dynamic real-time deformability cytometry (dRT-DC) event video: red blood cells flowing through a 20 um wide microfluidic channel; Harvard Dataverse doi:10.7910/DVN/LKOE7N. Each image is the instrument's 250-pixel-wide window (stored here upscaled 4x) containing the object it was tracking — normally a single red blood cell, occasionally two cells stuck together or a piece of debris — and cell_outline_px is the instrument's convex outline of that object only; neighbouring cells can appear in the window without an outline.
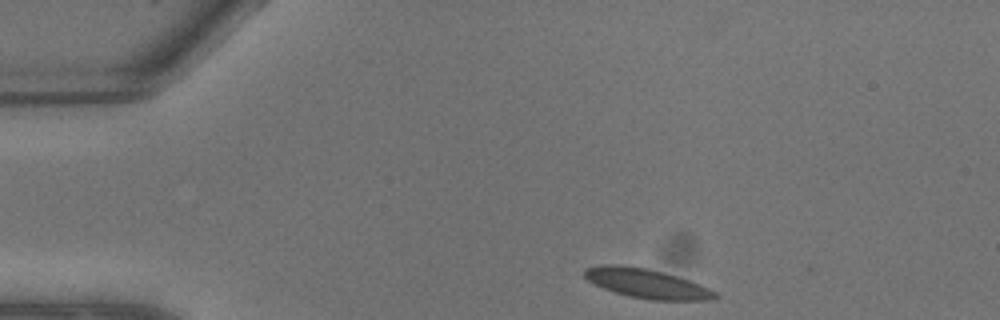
{"species": "common noctule bat (a hibernating species)", "species_latin": "Nyctalus noctula", "temperature_condition": "warm", "stored_images_in_passage": 5, "camera_frame_rate_fps": 3000, "um_per_image_px": 0.085, "animal": {"sex": "male", "body_mass_g": 13.3}, "frame": {"image": 1, "passage_image": 1, "time_ms": 0.0, "image_size_px": [1000, 320], "cell_outline_px": [[720, 296], [712, 300], [652, 300], [628, 296], [592, 284], [584, 276], [584, 268], [600, 264], [616, 264], [648, 268], [664, 272], [700, 284], [716, 292]], "centroid_in_image_um": [54.95, 24.08], "position_along_channel_um": 30.0, "area_um2": 22.48}}
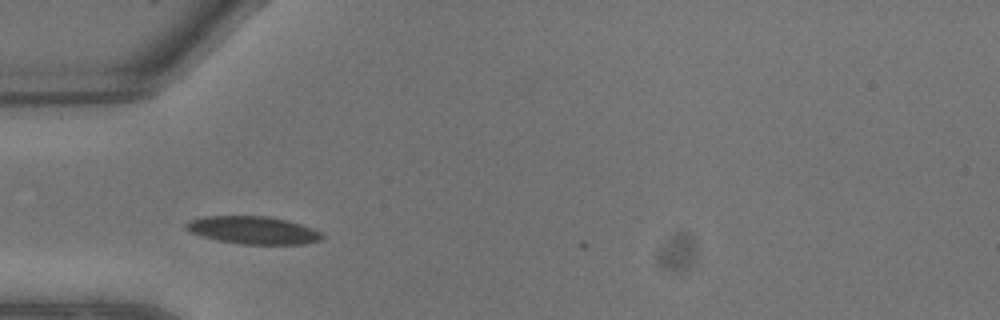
{"frame": {"image": 2, "passage_image": 4, "time_ms": 1.0, "image_size_px": [1000, 320], "cell_outline_px": [[324, 240], [304, 244], [240, 244], [220, 240], [204, 236], [192, 232], [184, 228], [184, 224], [188, 220], [204, 216], [268, 216], [288, 220], [312, 228], [320, 232], [324, 236]], "centroid_in_image_um": [21.54, 19.56], "position_along_channel_um": 63.5, "area_um2": 21.96}}